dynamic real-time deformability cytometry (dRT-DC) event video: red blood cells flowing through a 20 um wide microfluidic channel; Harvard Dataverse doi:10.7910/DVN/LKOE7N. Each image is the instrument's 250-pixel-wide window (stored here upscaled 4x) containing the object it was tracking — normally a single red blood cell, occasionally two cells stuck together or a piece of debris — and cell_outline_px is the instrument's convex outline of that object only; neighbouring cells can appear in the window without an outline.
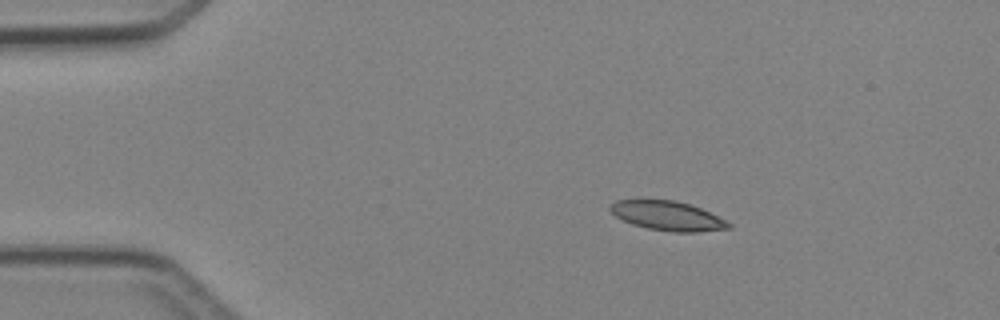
{"species": "Egyptian fruit bat (a non-hibernating species)", "species_latin": "Rousettus aegyptiacus", "temperature_condition": "cold", "stored_images_in_passage": 3, "camera_frame_rate_fps": 3000, "um_per_image_px": 0.085, "animal": {"sex": "female"}, "frame": {"image": 1, "passage_image": 1, "time_ms": 0.0, "image_size_px": [1000, 320], "cell_outline_px": [[732, 228], [696, 232], [672, 232], [648, 228], [632, 224], [616, 216], [608, 208], [616, 200], [676, 200], [700, 208], [732, 224]], "centroid_in_image_um": [56.74, 18.35], "position_along_channel_um": 28.3, "area_um2": 19.94}}
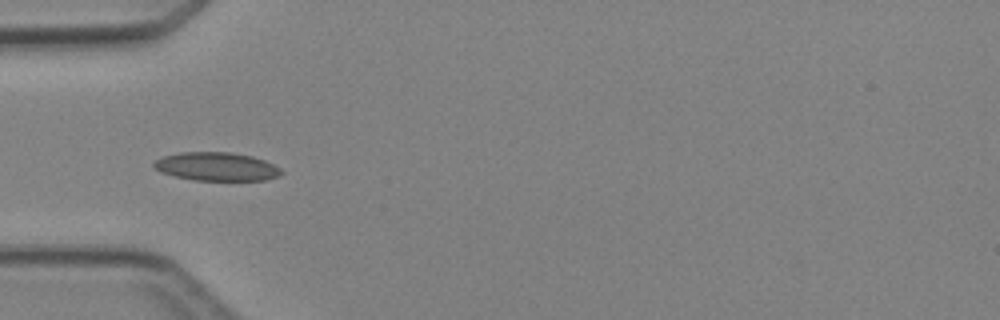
{"frame": {"image": 2, "passage_image": 3, "time_ms": 2.333, "image_size_px": [1000, 320], "cell_outline_px": [[284, 172], [280, 176], [264, 180], [192, 180], [160, 172], [152, 168], [152, 164], [156, 160], [164, 156], [180, 152], [232, 152], [252, 156], [264, 160], [280, 168]], "centroid_in_image_um": [18.4, 14.16], "position_along_channel_um": 66.6, "area_um2": 21.21}}